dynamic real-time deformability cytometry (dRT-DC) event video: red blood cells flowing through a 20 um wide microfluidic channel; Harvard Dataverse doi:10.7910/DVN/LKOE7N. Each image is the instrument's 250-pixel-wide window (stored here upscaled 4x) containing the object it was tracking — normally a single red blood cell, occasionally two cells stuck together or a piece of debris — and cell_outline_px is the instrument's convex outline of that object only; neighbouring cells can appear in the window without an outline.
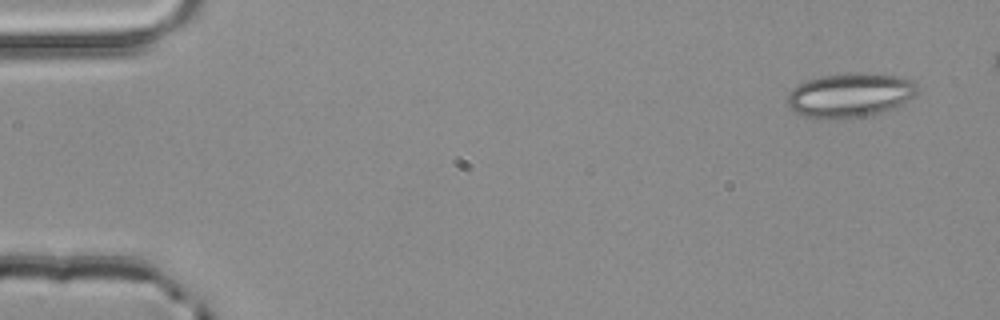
{"species": "common noctule bat (a hibernating species)", "species_latin": "Nyctalus noctula", "temperature_condition": "room temperature", "stored_images_in_passage": 4, "camera_frame_rate_fps": 3000, "um_per_image_px": 0.085, "animal": {"sex": "male", "body_mass_g": 20.4}, "frame": {"image": 1, "passage_image": 1, "time_ms": 0.0, "image_size_px": [1000, 320], "cell_outline_px": [[916, 96], [892, 108], [880, 112], [860, 116], [820, 120], [804, 116], [788, 108], [788, 92], [796, 84], [820, 76], [860, 72], [900, 76], [912, 80], [916, 84]], "centroid_in_image_um": [72.21, 8.08], "position_along_channel_um": 12.8, "area_um2": 33.52}}